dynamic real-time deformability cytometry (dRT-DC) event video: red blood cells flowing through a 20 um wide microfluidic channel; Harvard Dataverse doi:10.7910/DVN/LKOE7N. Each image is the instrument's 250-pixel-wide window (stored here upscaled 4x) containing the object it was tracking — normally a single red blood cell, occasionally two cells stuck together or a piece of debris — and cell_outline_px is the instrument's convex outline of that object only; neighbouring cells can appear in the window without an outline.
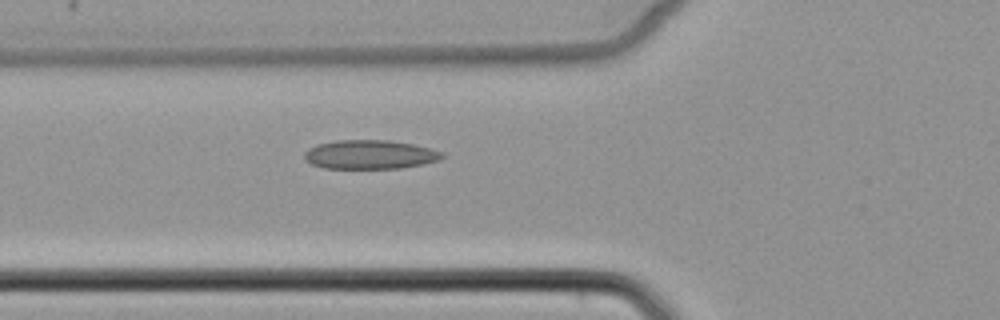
{"species": "common noctule bat (a hibernating species)", "species_latin": "Nyctalus noctula", "temperature_condition": "cold", "stored_images_in_passage": 5, "camera_frame_rate_fps": 3000, "um_per_image_px": 0.085, "animal": {"sex": "female", "body_mass_g": 22.7, "forearm_length_mm": 54.2}, "frame": {"image": 1, "passage_image": 5, "time_ms": 6.0, "image_size_px": [1000, 320], "cell_outline_px": [[444, 156], [440, 160], [424, 164], [400, 168], [324, 168], [312, 164], [304, 160], [304, 152], [308, 148], [316, 144], [336, 140], [388, 140], [412, 144], [444, 152]], "centroid_in_image_um": [31.42, 13.13], "position_along_channel_um": 94.4, "area_um2": 23.35}}